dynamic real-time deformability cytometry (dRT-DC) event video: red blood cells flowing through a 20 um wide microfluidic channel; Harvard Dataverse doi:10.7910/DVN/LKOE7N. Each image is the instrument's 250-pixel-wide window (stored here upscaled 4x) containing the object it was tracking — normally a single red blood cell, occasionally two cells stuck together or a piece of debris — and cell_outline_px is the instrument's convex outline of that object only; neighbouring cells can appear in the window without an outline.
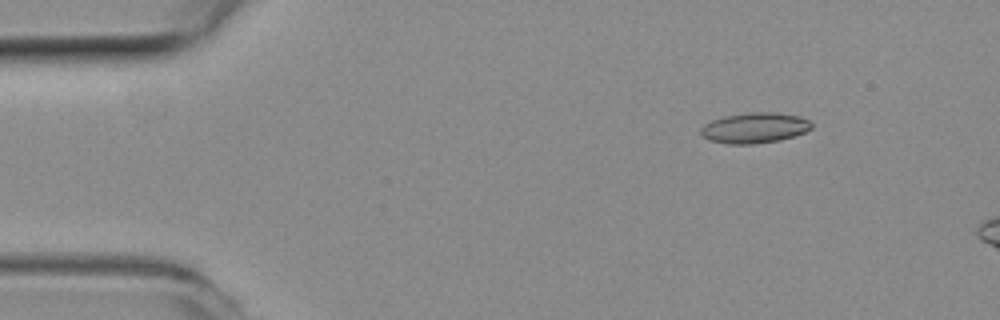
{"species": "common noctule bat (a hibernating species)", "species_latin": "Nyctalus noctula", "temperature_condition": "room temperature", "stored_images_in_passage": 7, "camera_frame_rate_fps": 3000, "um_per_image_px": 0.085, "animal": {"sex": "female", "body_mass_g": 19.3, "forearm_length_mm": 54.1}, "frame": {"image": 1, "passage_image": 1, "time_ms": 0.0, "image_size_px": [1000, 320], "cell_outline_px": [[812, 128], [804, 132], [780, 140], [752, 144], [728, 144], [708, 140], [700, 136], [700, 128], [704, 124], [712, 120], [724, 116], [752, 112], [772, 112], [800, 116], [808, 120], [812, 124]], "centroid_in_image_um": [64.1, 10.87], "position_along_channel_um": 20.9, "area_um2": 19.71}}